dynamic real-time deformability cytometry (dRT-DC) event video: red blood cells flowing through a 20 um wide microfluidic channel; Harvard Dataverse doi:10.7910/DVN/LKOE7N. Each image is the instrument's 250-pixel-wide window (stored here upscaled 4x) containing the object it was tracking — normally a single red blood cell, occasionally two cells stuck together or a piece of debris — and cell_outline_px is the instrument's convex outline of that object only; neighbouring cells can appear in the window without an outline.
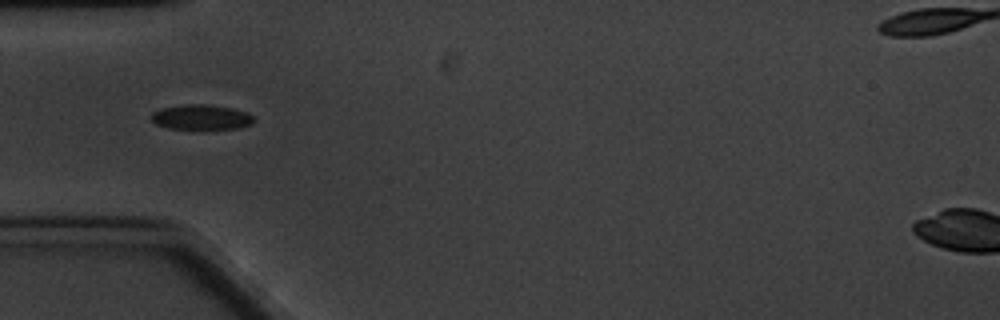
{"species": "common noctule bat (a hibernating species)", "species_latin": "Nyctalus noctula", "temperature_condition": "cold", "stored_images_in_passage": 9, "camera_frame_rate_fps": 3000, "um_per_image_px": 0.085, "animal": {"sex": "male", "body_mass_g": 20.1, "forearm_length_mm": 53.5}, "frame": {"image": 1, "passage_image": 6, "time_ms": 5.667, "image_size_px": [1000, 320], "cell_outline_px": [[256, 120], [252, 124], [240, 128], [168, 128], [156, 124], [152, 120], [152, 112], [160, 108], [188, 104], [204, 104], [232, 108], [248, 112]], "centroid_in_image_um": [17.13, 9.95], "position_along_channel_um": 67.9, "area_um2": 14.8}}